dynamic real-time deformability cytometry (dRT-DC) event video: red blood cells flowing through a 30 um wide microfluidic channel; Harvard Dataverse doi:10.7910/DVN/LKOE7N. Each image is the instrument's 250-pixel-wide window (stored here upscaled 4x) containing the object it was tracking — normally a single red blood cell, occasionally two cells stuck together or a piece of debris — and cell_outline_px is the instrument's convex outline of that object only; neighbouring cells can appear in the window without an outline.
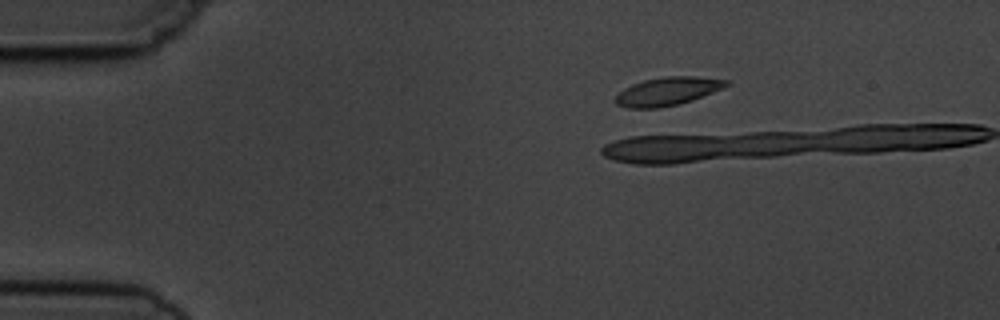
{"species": "common noctule bat (a hibernating species)", "species_latin": "Nyctalus noctula", "temperature_condition": "cold", "stored_images_in_passage": 7, "camera_frame_rate_fps": 3000, "um_per_image_px": 0.085, "animal": {"sex": "male", "body_mass_g": 19.5, "forearm_length_mm": 54.6}, "frame": {"image": 1, "passage_image": 3, "time_ms": 2.333, "image_size_px": [1000, 320], "cell_outline_px": [[732, 84], [724, 88], [692, 100], [680, 104], [656, 108], [628, 108], [616, 104], [616, 96], [624, 88], [632, 84], [644, 80], [668, 76], [696, 76], [728, 80]], "centroid_in_image_um": [56.78, 7.75], "position_along_channel_um": 28.2, "area_um2": 18.26}}